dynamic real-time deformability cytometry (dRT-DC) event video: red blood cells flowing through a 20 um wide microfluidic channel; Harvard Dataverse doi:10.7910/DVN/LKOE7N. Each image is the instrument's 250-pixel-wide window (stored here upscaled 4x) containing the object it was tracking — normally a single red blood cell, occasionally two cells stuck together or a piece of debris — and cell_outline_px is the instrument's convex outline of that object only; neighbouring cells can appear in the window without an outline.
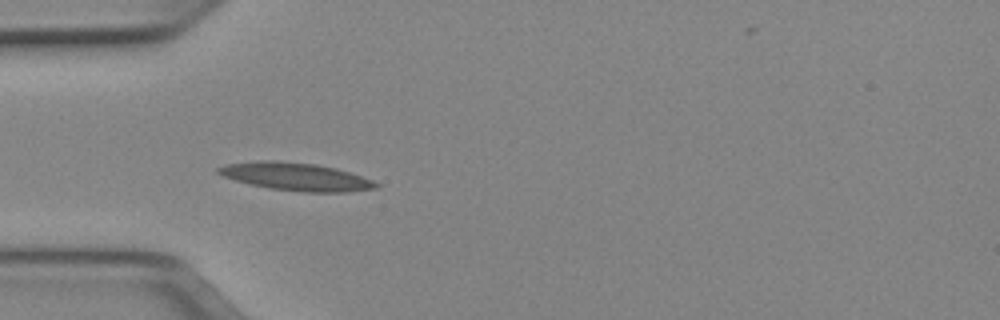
{"species": "Egyptian fruit bat (a non-hibernating species)", "species_latin": "Rousettus aegyptiacus", "temperature_condition": "cold", "stored_images_in_passage": 37, "camera_frame_rate_fps": 3000, "um_per_image_px": 0.085, "animal": {"sex": "female"}, "frame": {"image": 1, "passage_image": 1, "time_ms": 0.0, "image_size_px": [1000, 320], "cell_outline_px": [[380, 184], [376, 188], [344, 192], [300, 192], [268, 188], [236, 180], [224, 176], [216, 172], [216, 168], [228, 164], [268, 160], [272, 160], [316, 164], [336, 168], [372, 180]], "centroid_in_image_um": [25.16, 15.02], "position_along_channel_um": 59.8, "area_um2": 25.2}}
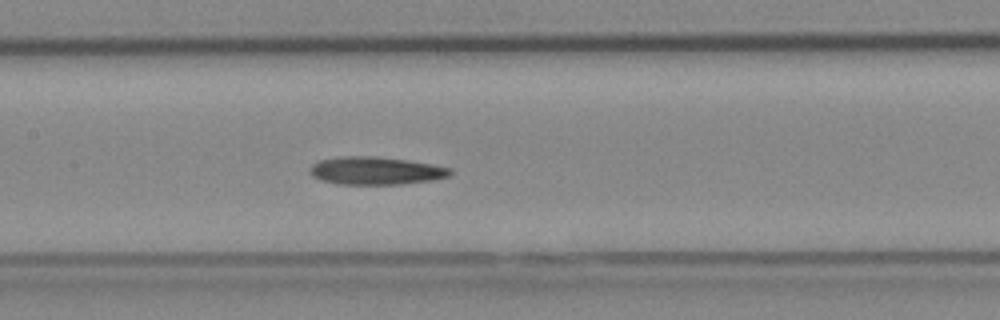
{"frame": {"image": 2, "passage_image": 10, "time_ms": 3.0, "image_size_px": [1000, 320], "cell_outline_px": [[452, 172], [448, 176], [432, 180], [400, 184], [336, 184], [320, 180], [312, 176], [308, 172], [308, 168], [312, 164], [320, 160], [340, 156], [376, 156], [408, 160], [432, 164], [452, 168]], "centroid_in_image_um": [31.89, 14.5], "position_along_channel_um": 175.5, "area_um2": 22.95}}
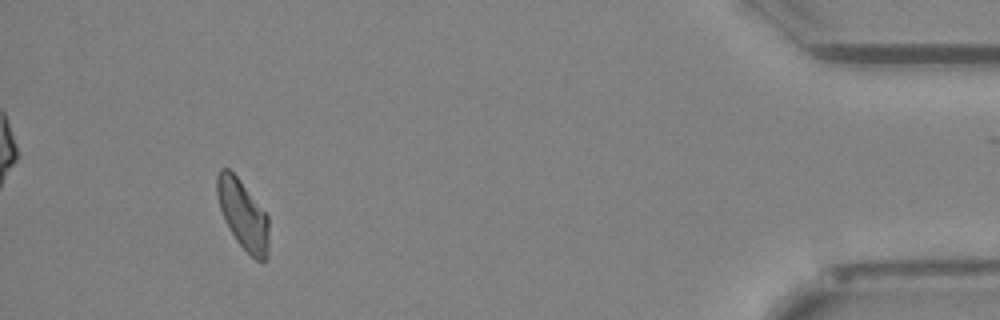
{"frame": {"image": 3, "passage_image": 33, "time_ms": 10.667, "image_size_px": [1000, 320], "cell_outline_px": [[268, 256], [264, 260], [256, 260], [236, 240], [228, 228], [224, 220], [216, 196], [216, 176], [220, 168], [228, 168], [236, 176], [268, 216]], "centroid_in_image_um": [20.62, 18.23], "position_along_channel_um": 414.6, "area_um2": 20.69}}